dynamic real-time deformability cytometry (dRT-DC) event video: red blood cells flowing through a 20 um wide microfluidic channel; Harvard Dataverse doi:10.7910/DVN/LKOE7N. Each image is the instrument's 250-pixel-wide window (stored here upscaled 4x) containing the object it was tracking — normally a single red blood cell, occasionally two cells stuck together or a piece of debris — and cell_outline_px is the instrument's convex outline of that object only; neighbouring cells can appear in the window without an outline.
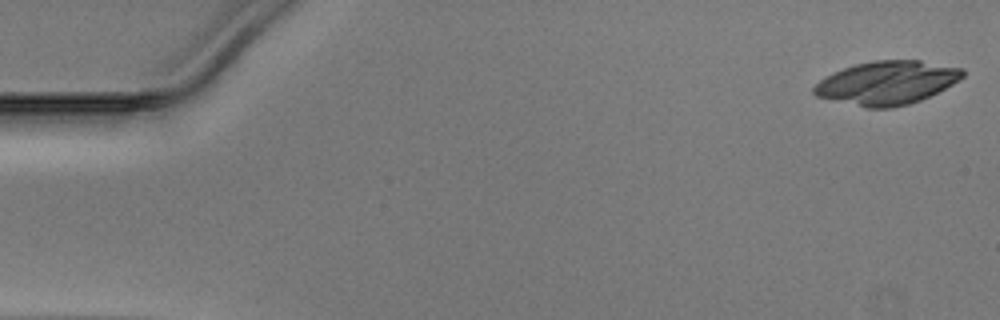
{"species": "Egyptian fruit bat (a non-hibernating species)", "species_latin": "Rousettus aegyptiacus", "temperature_condition": "warm", "stored_images_in_passage": 17, "camera_frame_rate_fps": 3000, "um_per_image_px": 0.085, "animal": {"sex": "male"}, "frame": {"image": 1, "passage_image": 1, "time_ms": 0.0, "image_size_px": [1000, 320], "cell_outline_px": [[964, 76], [960, 80], [920, 100], [908, 104], [892, 108], [868, 108], [816, 96], [812, 92], [812, 88], [824, 76], [832, 72], [856, 64], [872, 60], [920, 60], [964, 68]], "centroid_in_image_um": [75.38, 7.02], "position_along_channel_um": 9.6, "area_um2": 37.63}}